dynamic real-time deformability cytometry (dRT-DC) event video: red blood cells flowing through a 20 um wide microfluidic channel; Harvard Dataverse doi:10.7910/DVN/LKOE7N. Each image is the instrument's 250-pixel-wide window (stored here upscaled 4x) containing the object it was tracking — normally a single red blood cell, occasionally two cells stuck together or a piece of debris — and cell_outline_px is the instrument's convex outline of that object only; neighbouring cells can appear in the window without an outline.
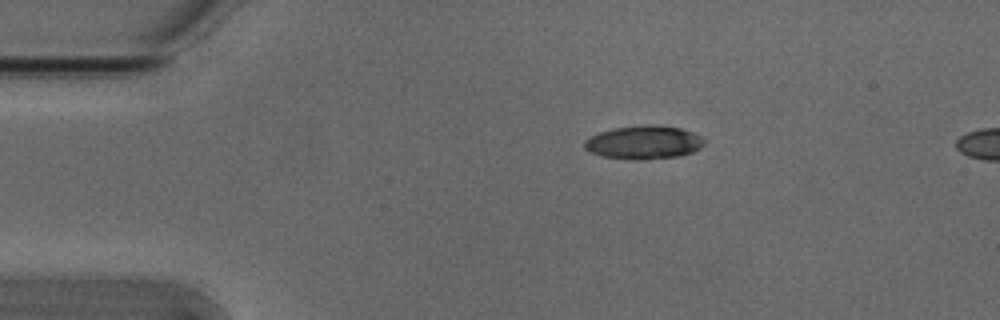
{"species": "Egyptian fruit bat (a non-hibernating species)", "species_latin": "Rousettus aegyptiacus", "temperature_condition": "cold", "stored_images_in_passage": 45, "camera_frame_rate_fps": 3000, "um_per_image_px": 0.085, "animal": {"sex": "male"}, "frame": {"image": 1, "passage_image": 1, "time_ms": 0.0, "image_size_px": [1000, 320], "cell_outline_px": [[704, 144], [700, 148], [692, 152], [680, 156], [640, 160], [604, 156], [592, 152], [584, 148], [584, 140], [600, 132], [612, 128], [680, 128], [692, 132], [700, 136], [704, 140]], "centroid_in_image_um": [54.72, 12.15], "position_along_channel_um": 30.3, "area_um2": 22.14}}
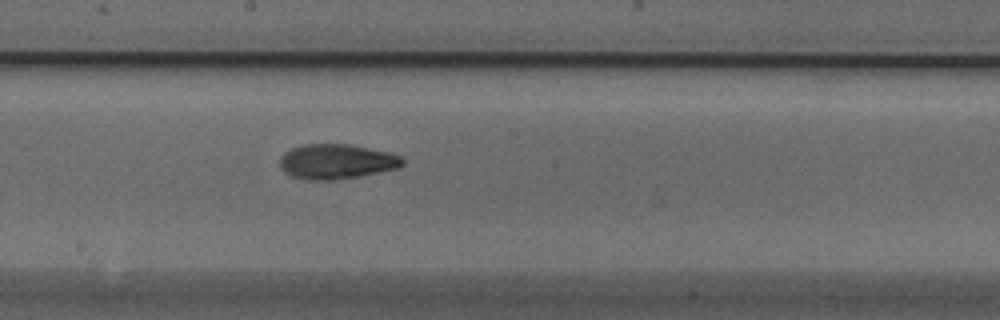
{"frame": {"image": 2, "passage_image": 20, "time_ms": 6.333, "image_size_px": [1000, 320], "cell_outline_px": [[404, 164], [400, 168], [360, 176], [332, 180], [308, 180], [292, 176], [284, 172], [280, 168], [280, 156], [284, 152], [292, 148], [304, 144], [352, 144], [392, 152], [400, 156], [404, 160]], "centroid_in_image_um": [28.63, 13.72], "position_along_channel_um": 219.6, "area_um2": 25.32}}
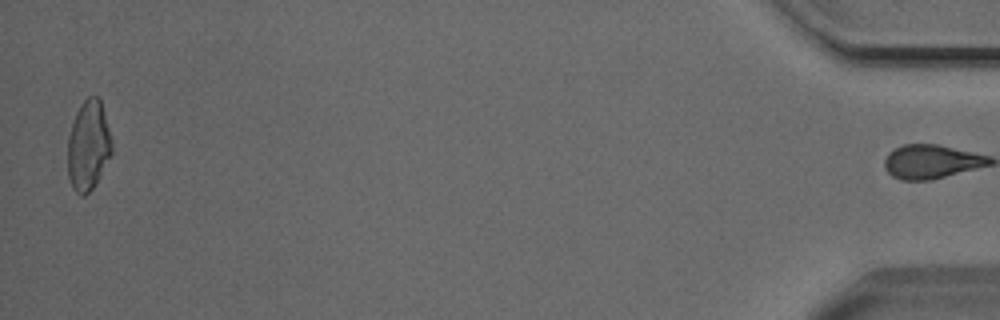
{"frame": {"image": 3, "passage_image": 44, "time_ms": 14.333, "image_size_px": [1000, 320], "cell_outline_px": [[112, 152], [92, 188], [84, 196], [80, 196], [72, 188], [68, 176], [68, 136], [76, 112], [80, 104], [88, 96], [100, 96], [112, 140]], "centroid_in_image_um": [7.5, 12.34], "position_along_channel_um": 427.7, "area_um2": 23.06}, "authors_computed_cell_mechanics": {"area_um2": 23.698, "velocity_mm_per_s": 3.8109, "shape_relaxation_time_tau1_ms": 4.5348, "shape_relaxation_time_tau2_ms": 3.1626, "deformation_change_tau1": 0.1617, "deformation_change_tau2": 0.0908}}